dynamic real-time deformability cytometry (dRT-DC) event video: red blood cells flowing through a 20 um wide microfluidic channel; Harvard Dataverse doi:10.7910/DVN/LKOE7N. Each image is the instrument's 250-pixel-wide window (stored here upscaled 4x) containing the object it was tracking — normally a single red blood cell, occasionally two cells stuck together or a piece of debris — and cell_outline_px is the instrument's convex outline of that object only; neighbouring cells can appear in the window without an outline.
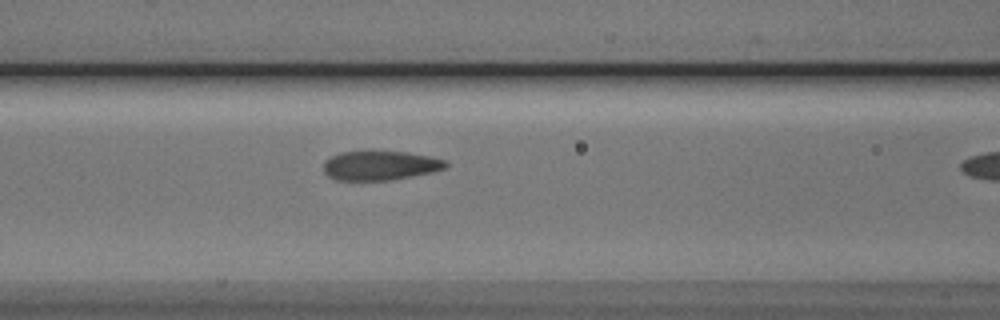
{"species": "Egyptian fruit bat (a non-hibernating species)", "species_latin": "Rousettus aegyptiacus", "temperature_condition": "cold", "stored_images_in_passage": 7, "camera_frame_rate_fps": 3000, "um_per_image_px": 0.085, "animal": {"sex": "male"}, "frame": {"image": 1, "passage_image": 6, "time_ms": 1.667, "image_size_px": [1000, 320], "cell_outline_px": [[448, 164], [444, 168], [432, 172], [412, 176], [388, 180], [336, 180], [328, 176], [324, 172], [324, 160], [340, 152], [372, 148], [408, 152], [428, 156], [444, 160]], "centroid_in_image_um": [32.26, 14.02], "position_along_channel_um": 134.3, "area_um2": 21.56}}